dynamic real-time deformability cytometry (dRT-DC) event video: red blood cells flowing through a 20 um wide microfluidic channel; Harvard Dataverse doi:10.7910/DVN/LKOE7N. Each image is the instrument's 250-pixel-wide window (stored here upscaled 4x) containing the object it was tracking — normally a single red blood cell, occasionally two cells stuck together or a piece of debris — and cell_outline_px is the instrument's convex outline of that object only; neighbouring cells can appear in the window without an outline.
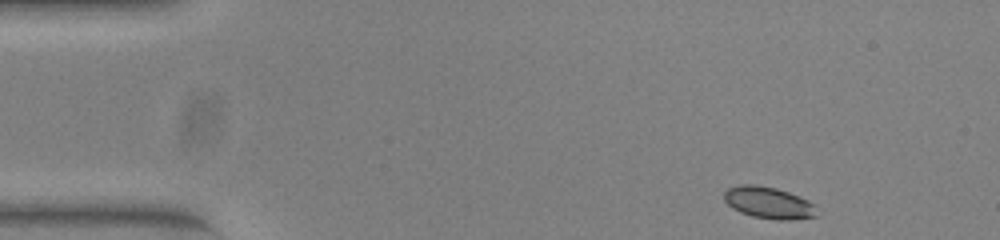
{"species": "common noctule bat (a hibernating species)", "species_latin": "Nyctalus noctula", "temperature_condition": "warm", "stored_images_in_passage": 48, "camera_frame_rate_fps": 3000, "um_per_image_px": 0.085, "animal": {"sex": "female", "body_mass_g": 23.0, "forearm_length_mm": 53.4}, "frame": {"image": 1, "passage_image": 1, "time_ms": 0.0, "image_size_px": [1000, 240], "cell_outline_px": [[820, 216], [788, 220], [780, 220], [752, 216], [740, 212], [732, 208], [724, 200], [724, 192], [728, 188], [740, 184], [756, 184], [776, 188], [788, 192], [808, 200], [816, 204]], "centroid_in_image_um": [65.37, 17.23], "position_along_channel_um": 19.6, "area_um2": 17.4}}
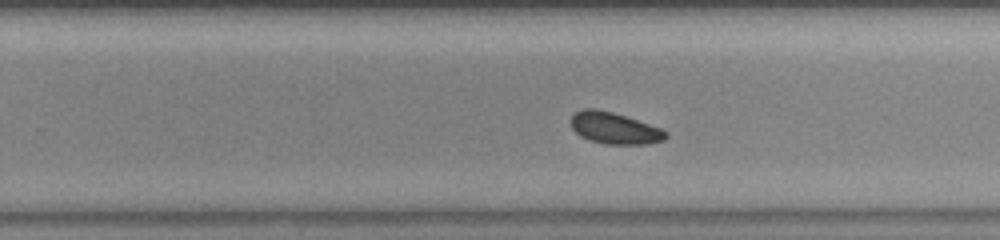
{"frame": {"image": 2, "passage_image": 28, "time_ms": 9.0, "image_size_px": [1000, 240], "cell_outline_px": [[668, 136], [664, 140], [648, 144], [604, 144], [580, 136], [572, 128], [572, 116], [576, 112], [584, 108], [596, 108], [612, 112], [660, 128], [668, 132]], "centroid_in_image_um": [52.24, 10.9], "position_along_channel_um": 277.6, "area_um2": 17.22}}
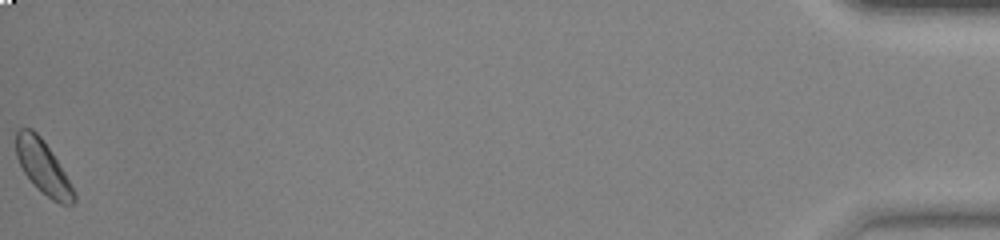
{"frame": {"image": 3, "passage_image": 48, "time_ms": 15.667, "image_size_px": [1000, 240], "cell_outline_px": [[76, 200], [72, 204], [60, 204], [52, 200], [24, 172], [16, 156], [16, 132], [20, 128], [32, 128], [40, 136], [64, 172], [76, 192]], "centroid_in_image_um": [3.67, 14.19], "position_along_channel_um": 431.5, "area_um2": 17.34}}